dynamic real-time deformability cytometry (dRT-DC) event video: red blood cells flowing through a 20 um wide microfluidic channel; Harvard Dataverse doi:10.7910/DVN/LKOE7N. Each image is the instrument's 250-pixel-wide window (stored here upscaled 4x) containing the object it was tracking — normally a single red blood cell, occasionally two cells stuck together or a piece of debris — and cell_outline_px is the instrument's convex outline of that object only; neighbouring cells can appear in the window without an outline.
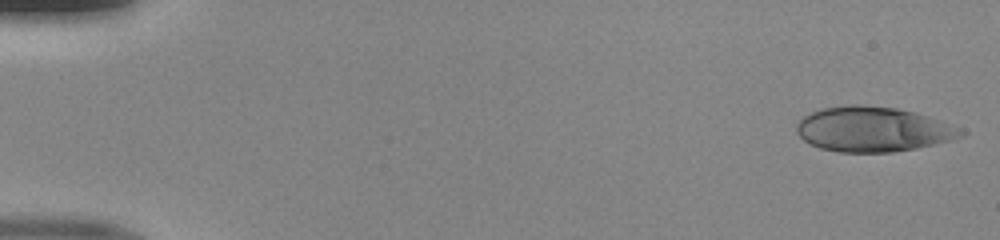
{"species": "human", "species_latin": "Homo sapiens", "temperature_condition": "room temperature", "stored_images_in_passage": 48, "camera_frame_rate_fps": 3000, "um_per_image_px": 0.085, "donor": {"sex": "male"}, "frame": {"image": 1, "passage_image": 1, "time_ms": 0.0, "image_size_px": [1000, 240], "cell_outline_px": [[968, 132], [964, 136], [916, 148], [892, 152], [840, 152], [820, 148], [804, 140], [796, 132], [796, 124], [804, 116], [820, 108], [852, 104], [860, 104], [896, 108], [912, 112], [960, 128]], "centroid_in_image_um": [74.15, 10.98], "position_along_channel_um": 10.8, "area_um2": 42.6}}
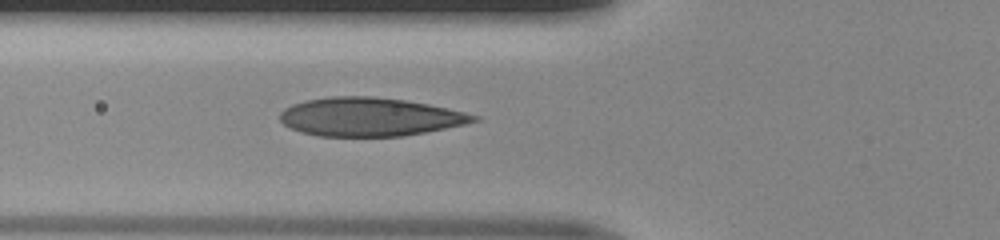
{"frame": {"image": 2, "passage_image": 18, "time_ms": 5.667, "image_size_px": [1000, 240], "cell_outline_px": [[480, 120], [464, 124], [404, 136], [320, 136], [300, 132], [284, 124], [280, 120], [280, 112], [284, 108], [292, 104], [304, 100], [328, 96], [372, 96], [404, 100], [428, 104], [448, 108], [480, 116]], "centroid_in_image_um": [31.4, 9.92], "position_along_channel_um": 94.4, "area_um2": 43.47}}
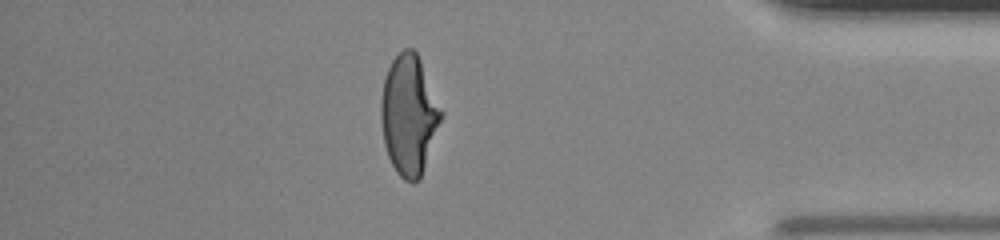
{"frame": {"image": 3, "passage_image": 42, "time_ms": 13.667, "image_size_px": [1000, 240], "cell_outline_px": [[444, 116], [420, 176], [412, 184], [404, 180], [396, 172], [388, 156], [384, 144], [380, 116], [380, 100], [384, 80], [388, 68], [392, 60], [404, 48], [412, 48], [416, 52], [420, 60], [444, 112]], "centroid_in_image_um": [34.76, 9.76], "position_along_channel_um": 400.4, "area_um2": 41.96}}